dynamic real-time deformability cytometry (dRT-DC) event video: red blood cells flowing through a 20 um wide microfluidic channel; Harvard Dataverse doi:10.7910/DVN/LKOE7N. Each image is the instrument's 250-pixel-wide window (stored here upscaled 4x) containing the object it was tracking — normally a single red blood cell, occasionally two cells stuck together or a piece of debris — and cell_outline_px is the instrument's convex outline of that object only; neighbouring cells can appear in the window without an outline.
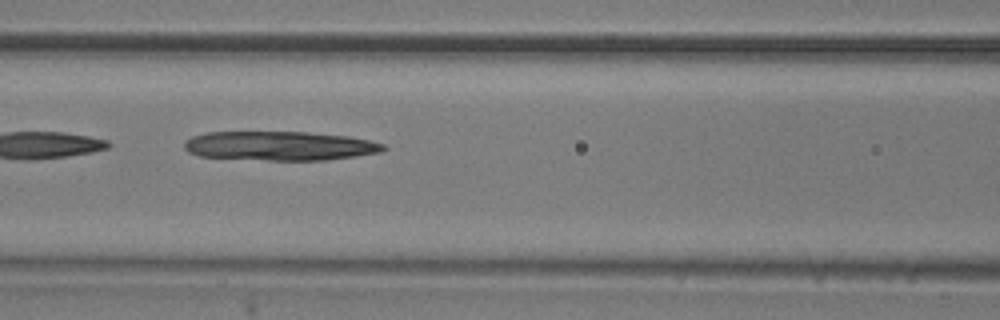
{"species": "common noctule bat (a hibernating species)", "species_latin": "Nyctalus noctula", "temperature_condition": "room temperature", "stored_images_in_passage": 7, "camera_frame_rate_fps": 3000, "um_per_image_px": 0.085, "animal": {"sex": "male", "body_mass_g": 20.5, "forearm_length_mm": 52.5}, "frame": {"image": 1, "passage_image": 6, "time_ms": 1.667, "image_size_px": [1000, 320], "cell_outline_px": [[388, 148], [380, 152], [356, 156], [328, 160], [268, 160], [200, 156], [188, 152], [184, 148], [184, 140], [192, 136], [208, 132], [308, 132], [348, 136], [368, 140], [384, 144]], "centroid_in_image_um": [23.78, 12.4], "position_along_channel_um": 142.8, "area_um2": 33.87}}